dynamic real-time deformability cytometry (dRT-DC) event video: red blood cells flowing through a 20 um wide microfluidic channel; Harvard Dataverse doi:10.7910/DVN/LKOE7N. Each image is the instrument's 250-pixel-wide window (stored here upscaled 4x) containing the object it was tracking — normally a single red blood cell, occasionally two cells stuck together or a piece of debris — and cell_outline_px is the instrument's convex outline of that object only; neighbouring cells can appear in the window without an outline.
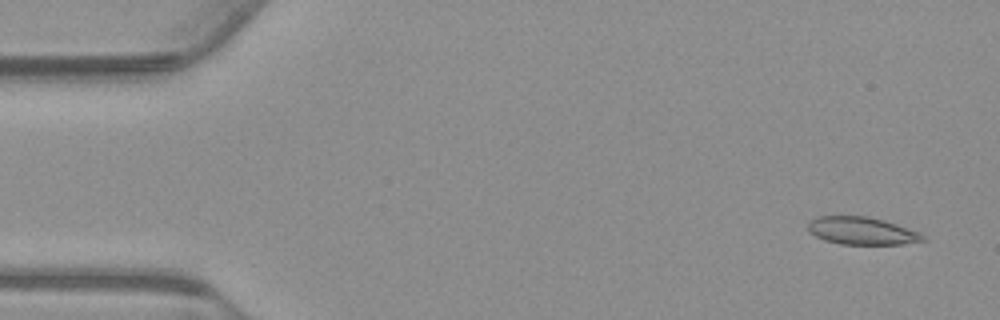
{"species": "common noctule bat (a hibernating species)", "species_latin": "Nyctalus noctula", "temperature_condition": "warm", "stored_images_in_passage": 12, "camera_frame_rate_fps": 3000, "um_per_image_px": 0.085, "animal": {"sex": "male", "body_mass_g": 23.1, "forearm_length_mm": 52.7}, "frame": {"image": 1, "passage_image": 1, "time_ms": 0.0, "image_size_px": [1000, 320], "cell_outline_px": [[928, 240], [904, 244], [840, 244], [824, 240], [808, 232], [808, 224], [816, 216], [868, 216], [884, 220], [920, 232]], "centroid_in_image_um": [73.27, 19.62], "position_along_channel_um": 11.7, "area_um2": 18.55}}